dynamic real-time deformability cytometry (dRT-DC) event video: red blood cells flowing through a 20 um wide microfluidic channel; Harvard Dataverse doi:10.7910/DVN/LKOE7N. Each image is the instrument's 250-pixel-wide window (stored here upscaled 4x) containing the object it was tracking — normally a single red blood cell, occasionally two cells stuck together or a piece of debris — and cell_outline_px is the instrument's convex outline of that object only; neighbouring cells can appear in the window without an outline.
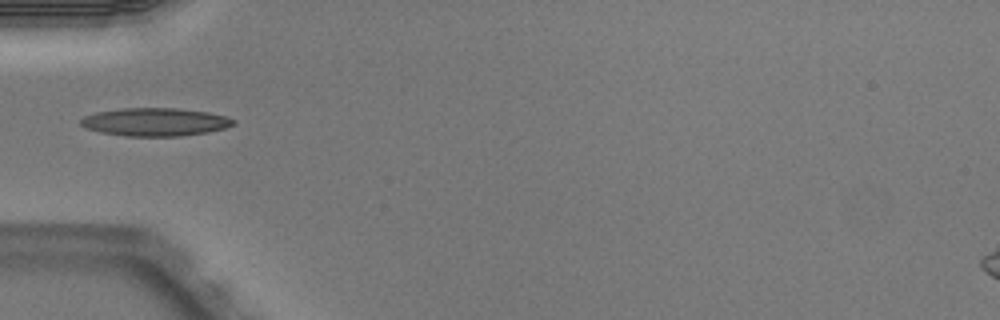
{"species": "Egyptian fruit bat (a non-hibernating species)", "species_latin": "Rousettus aegyptiacus", "temperature_condition": "warm", "stored_images_in_passage": 2, "camera_frame_rate_fps": 3000, "um_per_image_px": 0.085, "animal": {"sex": "male"}, "frame": {"image": 1, "passage_image": 2, "time_ms": 0.333, "image_size_px": [1000, 320], "cell_outline_px": [[236, 124], [224, 128], [208, 132], [180, 136], [124, 136], [100, 132], [84, 128], [80, 124], [80, 120], [84, 116], [96, 112], [120, 108], [176, 108], [208, 112], [224, 116], [236, 120]], "centroid_in_image_um": [13.16, 10.37], "position_along_channel_um": 71.8, "area_um2": 25.09}}